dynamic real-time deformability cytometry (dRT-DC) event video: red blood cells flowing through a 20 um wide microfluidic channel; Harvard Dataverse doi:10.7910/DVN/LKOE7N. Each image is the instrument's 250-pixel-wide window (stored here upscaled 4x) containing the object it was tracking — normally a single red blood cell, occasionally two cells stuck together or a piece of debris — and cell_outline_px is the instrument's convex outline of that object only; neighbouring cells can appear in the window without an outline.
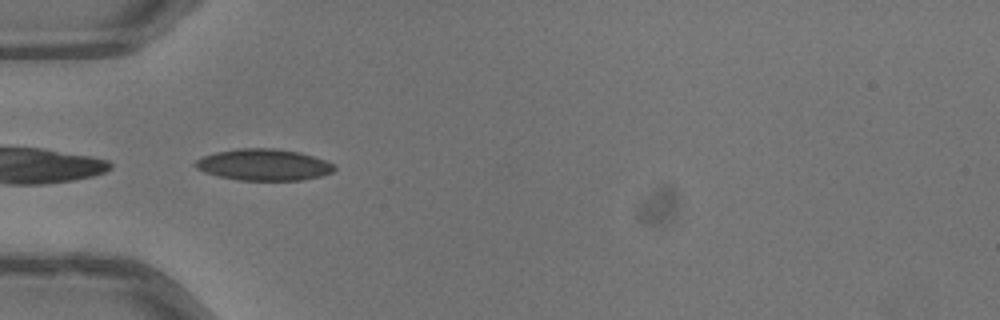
{"species": "common noctule bat (a hibernating species)", "species_latin": "Nyctalus noctula", "temperature_condition": "warm", "stored_images_in_passage": 7, "camera_frame_rate_fps": 3000, "um_per_image_px": 0.085, "animal": {"sex": "male", "body_mass_g": 13.3}, "frame": {"image": 1, "passage_image": 1, "time_ms": 0.0, "image_size_px": [1000, 320], "cell_outline_px": [[336, 168], [332, 172], [320, 176], [304, 180], [240, 180], [220, 176], [204, 172], [196, 168], [192, 164], [196, 160], [204, 156], [216, 152], [240, 148], [272, 148], [300, 152], [324, 160], [332, 164]], "centroid_in_image_um": [22.4, 14.0], "position_along_channel_um": 62.6, "area_um2": 25.32}}
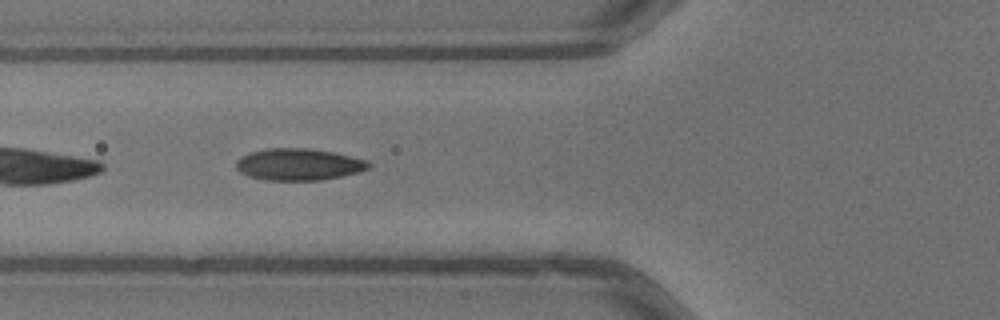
{"frame": {"image": 2, "passage_image": 4, "time_ms": 1.0, "image_size_px": [1000, 320], "cell_outline_px": [[372, 164], [368, 168], [360, 172], [320, 180], [264, 180], [248, 176], [240, 172], [236, 168], [236, 160], [240, 156], [248, 152], [268, 148], [308, 148], [332, 152], [352, 156], [368, 160]], "centroid_in_image_um": [25.37, 13.97], "position_along_channel_um": 100.4, "area_um2": 24.74}}